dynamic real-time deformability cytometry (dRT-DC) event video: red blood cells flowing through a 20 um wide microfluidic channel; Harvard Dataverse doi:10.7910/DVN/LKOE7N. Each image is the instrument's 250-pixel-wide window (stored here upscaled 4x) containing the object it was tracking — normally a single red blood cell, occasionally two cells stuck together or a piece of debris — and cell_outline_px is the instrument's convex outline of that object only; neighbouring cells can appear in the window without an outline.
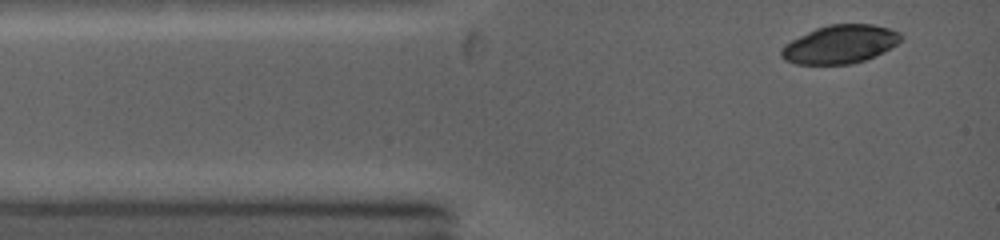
{"species": "common noctule bat (a hibernating species)", "species_latin": "Nyctalus noctula", "temperature_condition": "warm", "stored_images_in_passage": 4, "camera_frame_rate_fps": 5000, "um_per_image_px": 0.085, "animal": {"sex": "female", "body_mass_g": 19.0, "forearm_length_mm": 53.3}, "frame": {"image": 1, "passage_image": 1, "time_ms": 0.0, "image_size_px": [1000, 240], "cell_outline_px": [[900, 40], [896, 44], [884, 52], [864, 60], [848, 64], [796, 64], [784, 60], [780, 56], [780, 52], [792, 40], [816, 28], [832, 24], [868, 24], [888, 28], [896, 32], [900, 36]], "centroid_in_image_um": [71.38, 3.78], "position_along_channel_um": 13.6, "area_um2": 26.13}}